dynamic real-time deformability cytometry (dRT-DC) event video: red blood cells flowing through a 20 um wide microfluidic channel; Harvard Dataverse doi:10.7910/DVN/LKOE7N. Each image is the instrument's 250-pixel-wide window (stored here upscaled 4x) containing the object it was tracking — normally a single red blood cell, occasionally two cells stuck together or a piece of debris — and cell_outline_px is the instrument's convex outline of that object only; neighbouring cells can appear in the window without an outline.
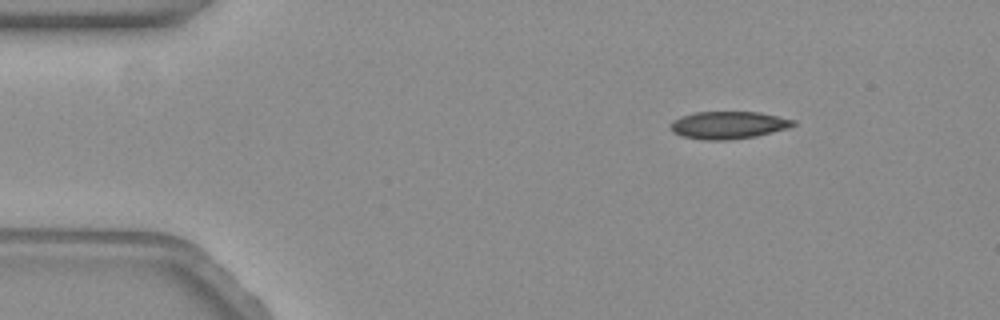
{"species": "common noctule bat (a hibernating species)", "species_latin": "Nyctalus noctula", "temperature_condition": "warm", "stored_images_in_passage": 10, "camera_frame_rate_fps": 3000, "um_per_image_px": 0.085, "animal": {"sex": "female", "body_mass_g": 19.3, "forearm_length_mm": 54.1}, "frame": {"image": 1, "passage_image": 1, "time_ms": 0.0, "image_size_px": [1000, 320], "cell_outline_px": [[796, 124], [788, 128], [756, 136], [728, 140], [704, 140], [684, 136], [676, 132], [672, 128], [672, 120], [680, 116], [696, 112], [760, 112], [796, 120]], "centroid_in_image_um": [61.96, 10.62], "position_along_channel_um": 23.0, "area_um2": 19.48}}